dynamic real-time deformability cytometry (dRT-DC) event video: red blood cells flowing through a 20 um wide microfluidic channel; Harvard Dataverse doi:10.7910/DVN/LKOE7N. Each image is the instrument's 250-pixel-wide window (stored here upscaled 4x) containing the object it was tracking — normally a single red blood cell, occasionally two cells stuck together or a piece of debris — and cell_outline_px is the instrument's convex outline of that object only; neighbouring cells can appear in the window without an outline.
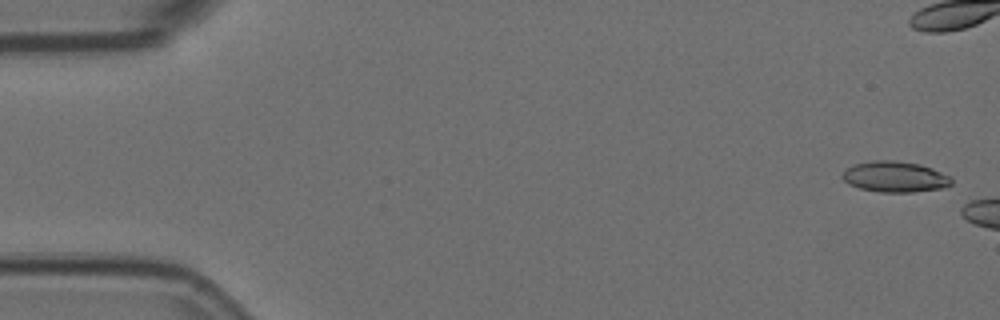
{"species": "Egyptian fruit bat (a non-hibernating species)", "species_latin": "Rousettus aegyptiacus", "temperature_condition": "room temperature", "stored_images_in_passage": 3, "camera_frame_rate_fps": 3000, "um_per_image_px": 0.085, "animal": {"sex": "female"}, "frame": {"image": 1, "passage_image": 1, "time_ms": 0.0, "image_size_px": [1000, 320], "cell_outline_px": [[952, 184], [944, 188], [912, 192], [880, 192], [860, 188], [848, 184], [840, 176], [852, 164], [872, 160], [896, 160], [920, 164], [932, 168], [948, 176], [952, 180]], "centroid_in_image_um": [76.05, 15.02], "position_along_channel_um": 8.9, "area_um2": 19.65}}